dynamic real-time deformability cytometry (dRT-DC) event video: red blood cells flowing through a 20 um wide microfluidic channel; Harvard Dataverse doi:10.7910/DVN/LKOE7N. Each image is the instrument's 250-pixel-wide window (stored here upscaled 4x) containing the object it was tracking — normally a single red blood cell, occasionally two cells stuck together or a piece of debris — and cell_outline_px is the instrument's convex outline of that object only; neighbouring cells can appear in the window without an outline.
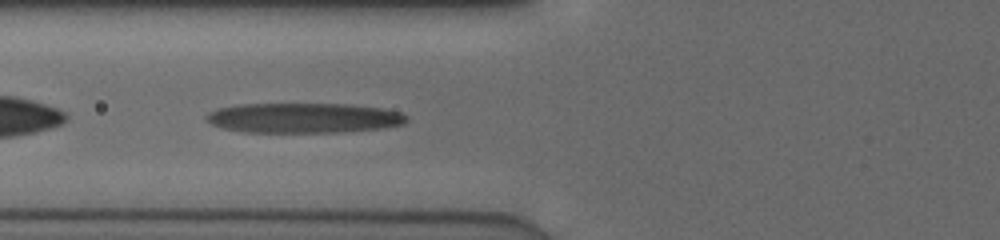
{"species": "human", "species_latin": "Homo sapiens", "temperature_condition": "cold", "stored_images_in_passage": 6, "segment_of_instrument_passage": [2, 2], "camera_frame_rate_fps": 3000, "um_per_image_px": 0.085, "donor": {"sex": "male"}, "frame": {"image": 1, "passage_image": 4, "time_ms": 1.0, "image_size_px": [1000, 240], "cell_outline_px": [[408, 120], [404, 124], [384, 128], [340, 132], [244, 132], [224, 128], [212, 124], [204, 116], [208, 112], [220, 108], [240, 104], [348, 104], [380, 108], [400, 112], [408, 116]], "centroid_in_image_um": [25.84, 10.02], "position_along_channel_um": 100.0, "area_um2": 34.97}}
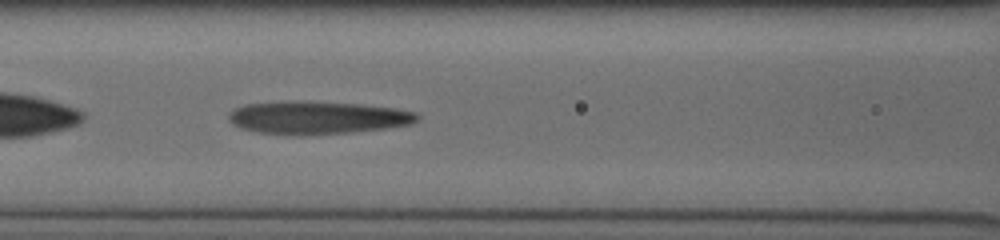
{"frame": {"image": 2, "passage_image": 5, "time_ms": 1.333, "image_size_px": [1000, 240], "cell_outline_px": [[420, 116], [416, 120], [408, 124], [384, 128], [352, 132], [308, 136], [296, 136], [260, 132], [240, 128], [232, 124], [228, 120], [228, 116], [236, 108], [244, 104], [296, 100], [356, 104], [392, 108], [412, 112]], "centroid_in_image_um": [26.89, 10.01], "position_along_channel_um": 139.7, "area_um2": 36.01}}
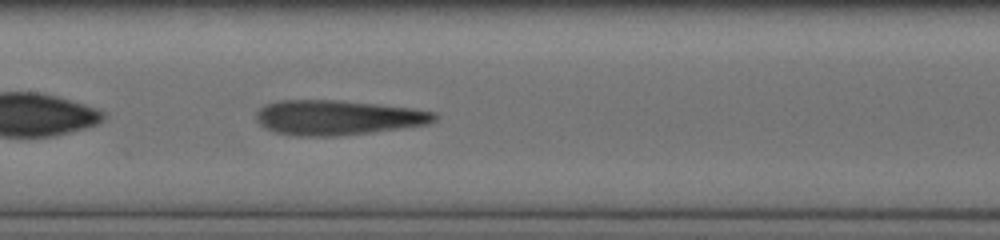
{"frame": {"image": 3, "passage_image": 6, "time_ms": 1.667, "image_size_px": [1000, 240], "cell_outline_px": [[440, 116], [436, 120], [428, 124], [404, 128], [340, 136], [296, 136], [276, 132], [260, 124], [256, 120], [256, 112], [260, 108], [268, 104], [280, 100], [332, 100], [412, 108], [436, 112]], "centroid_in_image_um": [28.74, 10.0], "position_along_channel_um": 178.7, "area_um2": 36.07}}